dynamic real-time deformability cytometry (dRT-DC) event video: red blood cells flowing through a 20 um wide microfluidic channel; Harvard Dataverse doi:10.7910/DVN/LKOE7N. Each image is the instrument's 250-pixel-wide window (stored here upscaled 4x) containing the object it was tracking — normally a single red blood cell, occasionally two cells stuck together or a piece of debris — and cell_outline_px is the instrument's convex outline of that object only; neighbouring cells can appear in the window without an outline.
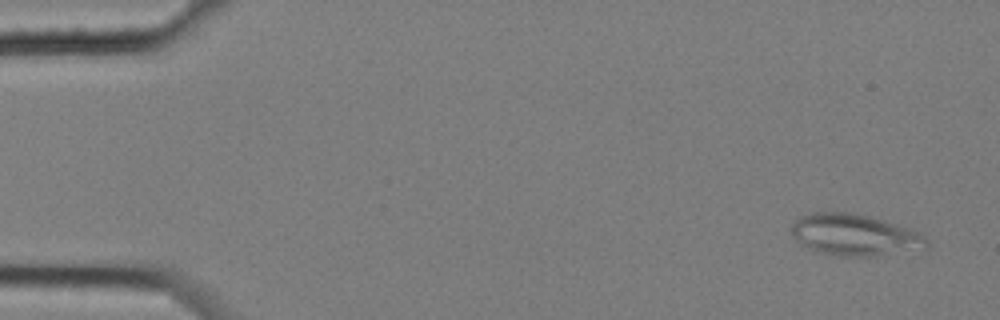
{"species": "common noctule bat (a hibernating species)", "species_latin": "Nyctalus noctula", "temperature_condition": "cold", "stored_images_in_passage": 5, "camera_frame_rate_fps": 3000, "um_per_image_px": 0.085, "animal": {"sex": "female", "body_mass_g": 25.1}, "frame": {"image": 1, "passage_image": 1, "time_ms": 0.0, "image_size_px": [1000, 320], "cell_outline_px": [[928, 248], [872, 256], [840, 256], [808, 248], [800, 244], [792, 236], [792, 224], [800, 216], [812, 212], [852, 212], [868, 216], [896, 224], [908, 228], [924, 236], [928, 240]], "centroid_in_image_um": [72.62, 19.96], "position_along_channel_um": 12.4, "area_um2": 32.43}}
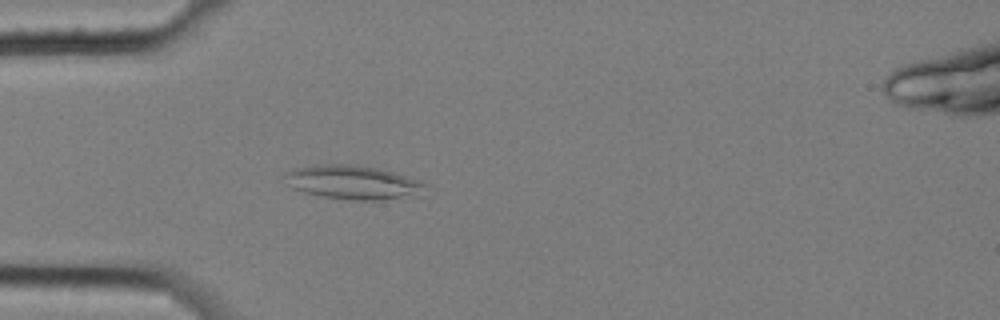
{"frame": {"image": 2, "passage_image": 5, "time_ms": 1.333, "image_size_px": [1000, 320], "cell_outline_px": [[428, 196], [384, 200], [352, 200], [324, 196], [304, 192], [292, 188], [288, 184], [284, 172], [292, 168], [316, 164], [348, 164], [376, 168], [392, 172], [420, 180], [428, 184]], "centroid_in_image_um": [30.12, 15.52], "position_along_channel_um": 54.9, "area_um2": 28.38}}